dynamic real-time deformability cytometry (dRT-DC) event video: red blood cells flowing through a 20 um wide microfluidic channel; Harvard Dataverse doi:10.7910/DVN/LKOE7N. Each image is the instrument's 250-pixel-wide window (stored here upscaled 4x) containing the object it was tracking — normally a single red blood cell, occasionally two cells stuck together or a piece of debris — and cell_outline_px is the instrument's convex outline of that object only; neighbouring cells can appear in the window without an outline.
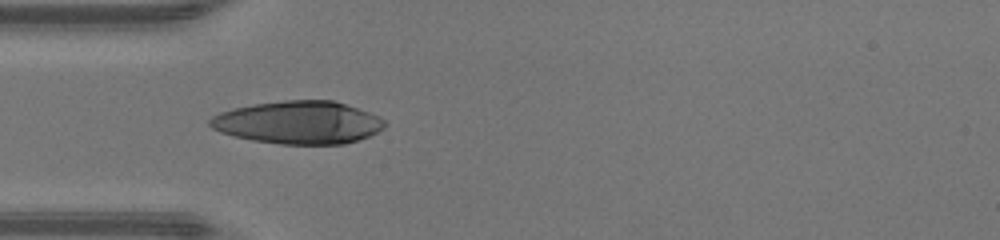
{"species": "human", "species_latin": "Homo sapiens", "temperature_condition": "warm", "stored_images_in_passage": 25, "camera_frame_rate_fps": 3000, "um_per_image_px": 0.085, "donor": {"sex": "male"}, "frame": {"image": 1, "passage_image": 1, "time_ms": 0.0, "image_size_px": [1000, 240], "cell_outline_px": [[388, 124], [384, 128], [368, 136], [344, 144], [280, 144], [252, 140], [220, 132], [212, 128], [208, 124], [208, 120], [212, 116], [220, 112], [232, 108], [256, 104], [284, 100], [332, 100], [380, 116]], "centroid_in_image_um": [25.35, 10.41], "position_along_channel_um": 59.6, "area_um2": 43.47}}
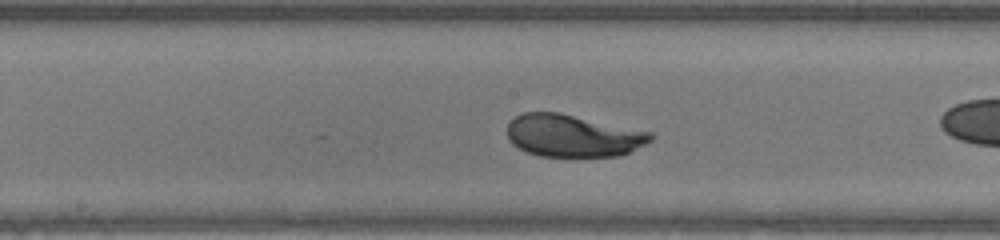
{"frame": {"image": 2, "passage_image": 8, "time_ms": 2.333, "image_size_px": [1000, 240], "cell_outline_px": [[656, 136], [652, 140], [620, 156], [540, 156], [528, 152], [512, 144], [508, 140], [508, 124], [516, 116], [524, 112], [560, 112], [652, 132]], "centroid_in_image_um": [48.7, 11.52], "position_along_channel_um": 199.5, "area_um2": 35.32}}
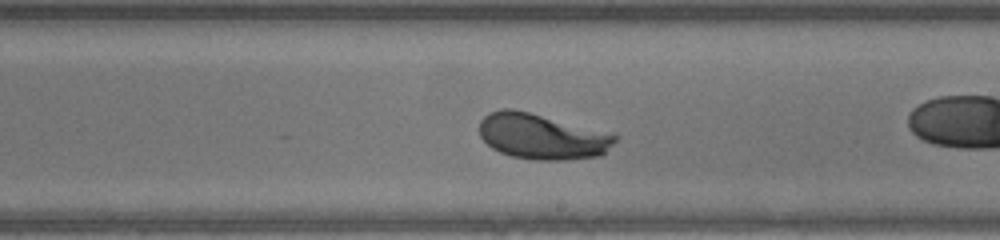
{"frame": {"image": 3, "passage_image": 11, "time_ms": 3.333, "image_size_px": [1000, 240], "cell_outline_px": [[620, 136], [600, 156], [564, 160], [536, 160], [512, 156], [500, 152], [492, 148], [480, 136], [480, 120], [488, 112], [500, 108], [512, 108], [528, 112]], "centroid_in_image_um": [46.01, 11.6], "position_along_channel_um": 243.0, "area_um2": 35.55}, "authors_computed_cell_mechanics": {"area_um2": 35.836, "velocity_mm_per_s": 4.3529, "shape_relaxation_time_tau1_ms": 1.3283, "shape_relaxation_time_tau2_ms": null, "deformation_change_tau1": 0.0855, "deformation_change_tau2": null}}